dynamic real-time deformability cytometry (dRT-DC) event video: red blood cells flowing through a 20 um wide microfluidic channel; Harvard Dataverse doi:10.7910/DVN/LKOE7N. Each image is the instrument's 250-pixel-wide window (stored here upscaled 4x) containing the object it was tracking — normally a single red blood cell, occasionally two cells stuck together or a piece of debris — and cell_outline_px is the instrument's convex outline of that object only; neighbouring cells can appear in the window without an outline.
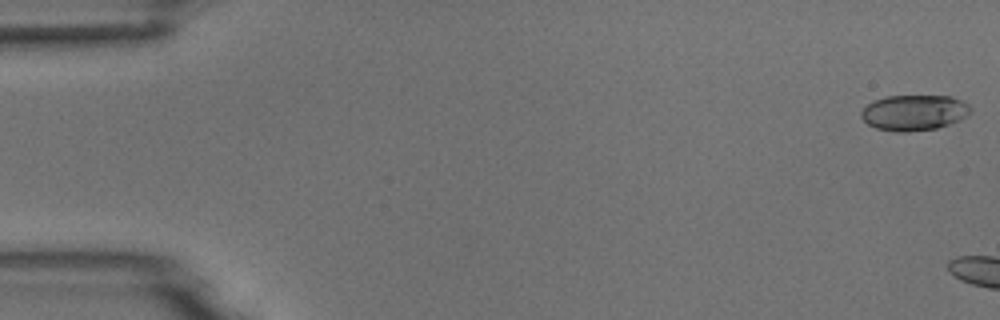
{"species": "common noctule bat (a hibernating species)", "species_latin": "Nyctalus noctula", "temperature_condition": "room temperature", "stored_images_in_passage": 7, "camera_frame_rate_fps": 3000, "um_per_image_px": 0.085, "animal": {"sex": "male", "body_mass_g": 18.8}, "frame": {"image": 1, "passage_image": 1, "time_ms": 0.0, "image_size_px": [1000, 320], "cell_outline_px": [[972, 112], [960, 120], [936, 128], [908, 132], [896, 132], [876, 128], [868, 124], [860, 116], [860, 112], [868, 104], [876, 100], [888, 96], [952, 96], [964, 100], [972, 108]], "centroid_in_image_um": [77.73, 9.57], "position_along_channel_um": 7.3, "area_um2": 22.77}}
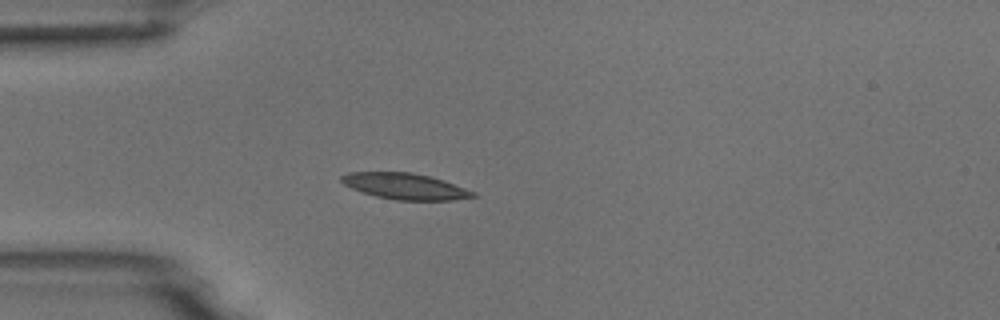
{"frame": {"image": 2, "passage_image": 6, "time_ms": 6.0, "image_size_px": [1000, 320], "cell_outline_px": [[476, 196], [452, 200], [396, 200], [376, 196], [352, 188], [344, 184], [340, 180], [340, 176], [348, 172], [412, 172], [444, 180], [476, 192]], "centroid_in_image_um": [34.43, 15.83], "position_along_channel_um": 50.6, "area_um2": 19.88}}